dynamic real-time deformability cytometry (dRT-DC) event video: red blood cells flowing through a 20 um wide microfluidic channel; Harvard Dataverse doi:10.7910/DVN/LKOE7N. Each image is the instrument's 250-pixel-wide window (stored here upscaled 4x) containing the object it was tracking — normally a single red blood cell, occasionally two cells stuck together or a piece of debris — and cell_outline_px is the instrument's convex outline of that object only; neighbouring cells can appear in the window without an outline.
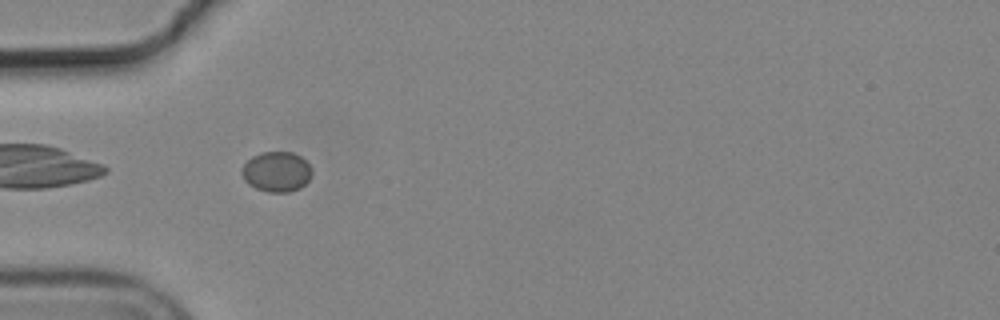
{"species": "common noctule bat (a hibernating species)", "species_latin": "Nyctalus noctula", "temperature_condition": "cold", "stored_images_in_passage": 40, "camera_frame_rate_fps": 3000, "um_per_image_px": 0.085, "animal": {"sex": "male", "body_mass_g": 19.2, "forearm_length_mm": 51.8}, "frame": {"image": 1, "passage_image": 2, "time_ms": 0.333, "image_size_px": [1000, 320], "cell_outline_px": [[312, 176], [300, 188], [288, 192], [268, 192], [256, 188], [248, 184], [244, 180], [240, 172], [240, 168], [252, 156], [260, 152], [292, 152], [300, 156], [312, 168]], "centroid_in_image_um": [23.49, 14.59], "position_along_channel_um": 61.5, "area_um2": 16.53}}
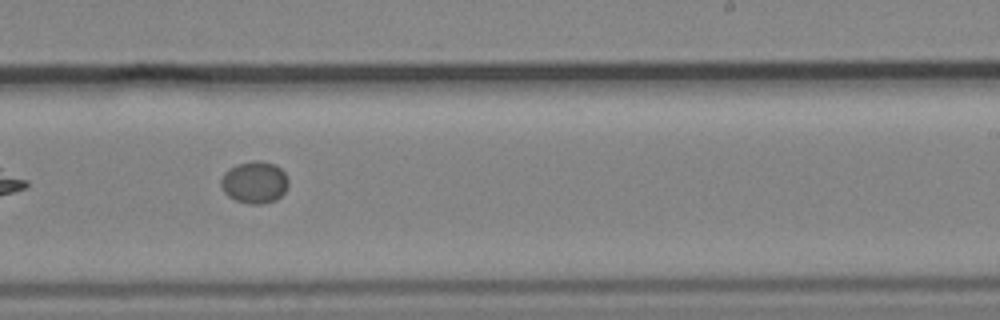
{"frame": {"image": 2, "passage_image": 19, "time_ms": 6.0, "image_size_px": [1000, 320], "cell_outline_px": [[288, 184], [284, 192], [276, 200], [264, 204], [248, 204], [236, 200], [228, 196], [224, 192], [220, 184], [220, 180], [224, 172], [228, 168], [236, 164], [252, 160], [260, 160], [276, 164], [288, 176]], "centroid_in_image_um": [21.63, 15.48], "position_along_channel_um": 267.4, "area_um2": 16.82}}
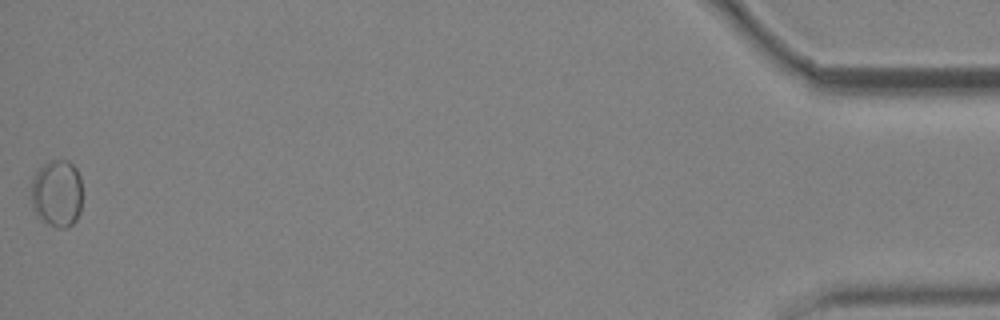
{"frame": {"image": 3, "passage_image": 40, "time_ms": 13.0, "image_size_px": [1000, 320], "cell_outline_px": [[80, 212], [76, 220], [68, 228], [60, 228], [36, 216], [32, 204], [32, 180], [36, 172], [44, 164], [52, 160], [68, 160], [76, 168], [80, 176]], "centroid_in_image_um": [4.84, 16.43], "position_along_channel_um": 430.4, "area_um2": 19.83}}